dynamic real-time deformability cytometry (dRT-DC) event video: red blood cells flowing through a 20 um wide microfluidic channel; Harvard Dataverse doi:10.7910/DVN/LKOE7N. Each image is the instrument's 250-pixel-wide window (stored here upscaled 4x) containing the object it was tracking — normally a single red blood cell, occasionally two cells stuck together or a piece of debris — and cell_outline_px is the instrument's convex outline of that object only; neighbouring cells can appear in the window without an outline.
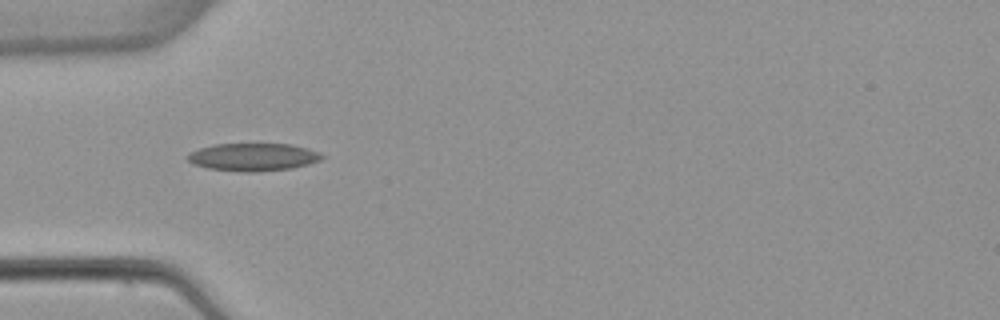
{"species": "common noctule bat (a hibernating species)", "species_latin": "Nyctalus noctula", "temperature_condition": "warm", "stored_images_in_passage": 3, "camera_frame_rate_fps": 3000, "um_per_image_px": 0.085, "animal": {"sex": "female", "body_mass_g": 22.7, "forearm_length_mm": 54.2}, "frame": {"image": 1, "passage_image": 2, "time_ms": 1.333, "image_size_px": [1000, 320], "cell_outline_px": [[324, 156], [320, 160], [308, 164], [292, 168], [252, 172], [244, 172], [208, 168], [192, 164], [184, 156], [188, 152], [200, 148], [216, 144], [292, 144], [308, 148], [320, 152]], "centroid_in_image_um": [21.49, 13.34], "position_along_channel_um": 63.5, "area_um2": 21.79}}
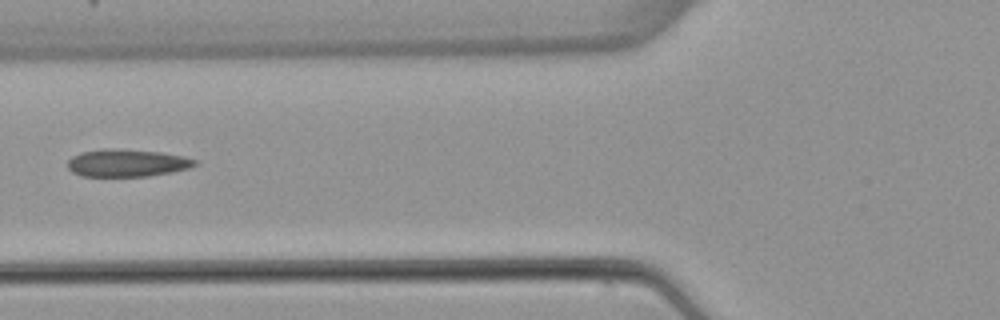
{"frame": {"image": 2, "passage_image": 3, "time_ms": 2.667, "image_size_px": [1000, 320], "cell_outline_px": [[200, 164], [188, 168], [172, 172], [148, 176], [80, 176], [72, 172], [68, 168], [68, 160], [72, 156], [80, 152], [104, 148], [112, 148], [160, 152], [184, 156], [196, 160]], "centroid_in_image_um": [10.79, 13.85], "position_along_channel_um": 115.0, "area_um2": 20.52}}